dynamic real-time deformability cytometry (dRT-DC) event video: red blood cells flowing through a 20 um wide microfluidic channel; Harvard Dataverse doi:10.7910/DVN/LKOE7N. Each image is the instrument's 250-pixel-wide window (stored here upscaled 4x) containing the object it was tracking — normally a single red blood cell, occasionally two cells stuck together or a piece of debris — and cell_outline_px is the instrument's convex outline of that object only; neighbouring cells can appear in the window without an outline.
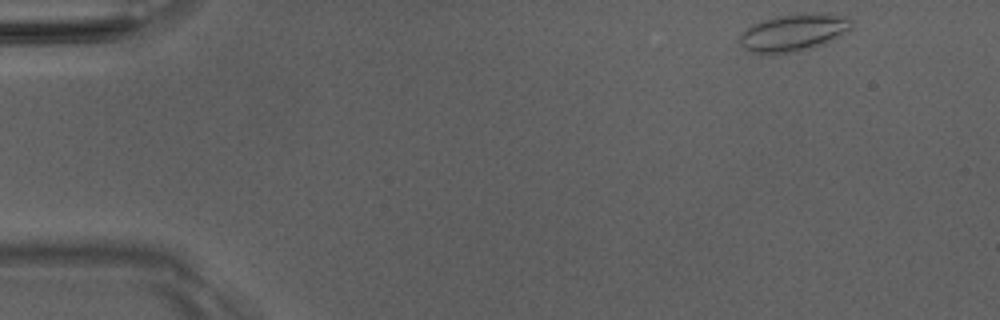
{"species": "Egyptian fruit bat (a non-hibernating species)", "species_latin": "Rousettus aegyptiacus", "temperature_condition": "room temperature", "stored_images_in_passage": 47, "camera_frame_rate_fps": 3000, "um_per_image_px": 0.085, "animal": {"sex": "male"}, "frame": {"image": 1, "passage_image": 1, "time_ms": 0.0, "image_size_px": [1000, 320], "cell_outline_px": [[852, 28], [840, 36], [824, 44], [812, 48], [792, 52], [768, 56], [752, 52], [744, 48], [736, 40], [748, 28], [764, 20], [780, 16], [800, 12], [828, 12], [848, 16], [852, 20]], "centroid_in_image_um": [67.51, 2.77], "position_along_channel_um": 17.5, "area_um2": 24.85}}
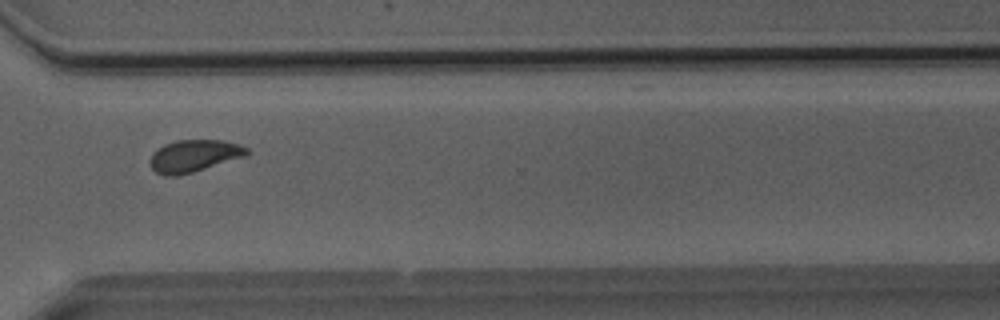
{"frame": {"image": 2, "passage_image": 34, "time_ms": 11.0, "image_size_px": [1000, 320], "cell_outline_px": [[252, 152], [248, 156], [192, 172], [176, 176], [164, 176], [156, 172], [152, 168], [148, 160], [152, 152], [156, 148], [164, 144], [176, 140], [224, 140], [248, 148]], "centroid_in_image_um": [16.48, 13.25], "position_along_channel_um": 354.1, "area_um2": 18.44}}
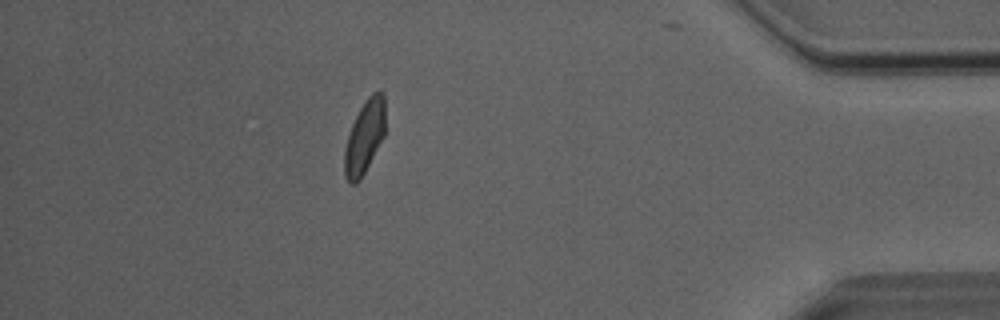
{"frame": {"image": 3, "passage_image": 41, "time_ms": 13.333, "image_size_px": [1000, 320], "cell_outline_px": [[384, 136], [360, 180], [356, 184], [352, 184], [344, 176], [344, 148], [352, 124], [364, 100], [372, 92], [384, 92]], "centroid_in_image_um": [30.97, 11.64], "position_along_channel_um": 404.2, "area_um2": 17.28}, "authors_computed_cell_mechanics": {"area_um2": 18.0336, "velocity_mm_per_s": 4.0509, "shape_relaxation_time_tau1_ms": 5.3295, "shape_relaxation_time_tau2_ms": 1.6962, "deformation_change_tau1": 0.1455, "deformation_change_tau2": 0.0555}}